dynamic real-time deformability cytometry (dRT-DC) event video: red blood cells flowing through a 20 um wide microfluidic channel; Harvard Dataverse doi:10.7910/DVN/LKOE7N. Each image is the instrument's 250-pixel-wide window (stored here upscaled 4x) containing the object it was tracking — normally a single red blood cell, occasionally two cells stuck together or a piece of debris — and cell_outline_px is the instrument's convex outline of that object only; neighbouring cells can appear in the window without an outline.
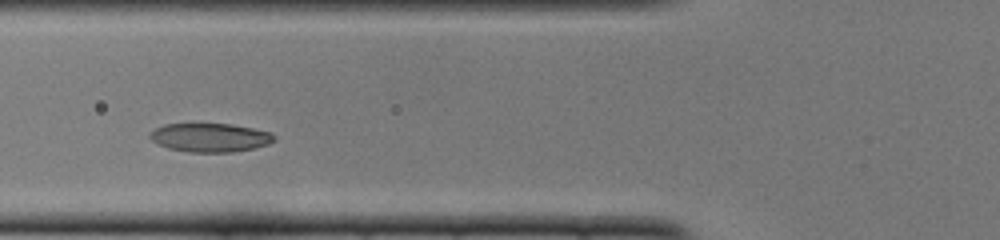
{"species": "common noctule bat (a hibernating species)", "species_latin": "Nyctalus noctula", "temperature_condition": "cold", "stored_images_in_passage": 30, "camera_frame_rate_fps": 3000, "um_per_image_px": 0.085, "animal": {"sex": "female", "body_mass_g": 22.0, "forearm_length_mm": 56.7}, "frame": {"image": 1, "passage_image": 5, "time_ms": 1.333, "image_size_px": [1000, 240], "cell_outline_px": [[276, 140], [268, 144], [252, 148], [232, 152], [188, 152], [168, 148], [156, 144], [148, 136], [156, 128], [164, 124], [232, 124], [272, 132], [276, 136]], "centroid_in_image_um": [17.87, 11.69], "position_along_channel_um": 107.9, "area_um2": 20.81}}
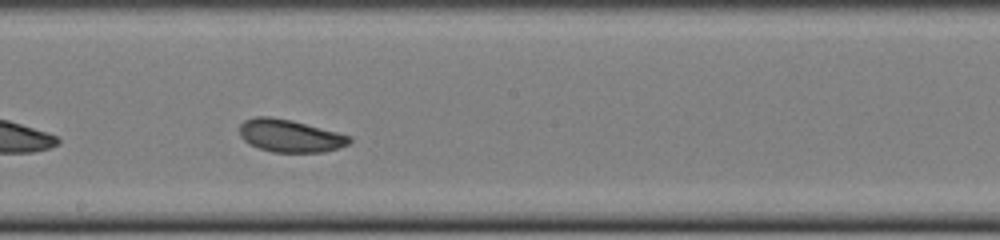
{"frame": {"image": 2, "passage_image": 14, "time_ms": 4.333, "image_size_px": [1000, 240], "cell_outline_px": [[352, 140], [348, 144], [340, 148], [324, 152], [272, 152], [248, 144], [240, 136], [240, 124], [244, 120], [256, 116], [268, 116], [292, 120], [352, 136]], "centroid_in_image_um": [24.65, 11.54], "position_along_channel_um": 223.5, "area_um2": 20.98}}
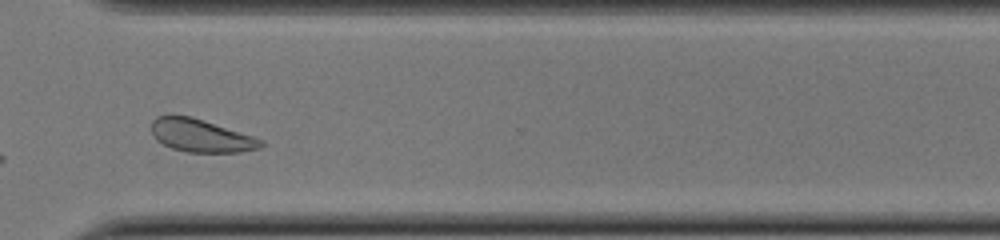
{"frame": {"image": 3, "passage_image": 24, "time_ms": 7.667, "image_size_px": [1000, 240], "cell_outline_px": [[264, 144], [260, 148], [240, 152], [188, 152], [172, 148], [156, 140], [152, 136], [152, 120], [156, 116], [192, 116], [264, 140]], "centroid_in_image_um": [17.07, 11.53], "position_along_channel_um": 353.5, "area_um2": 20.81}, "authors_computed_cell_mechanics": {"area_um2": 20.8369, "velocity_mm_per_s": 3.8618, "shape_relaxation_time_tau1_ms": 2.8257, "shape_relaxation_time_tau2_ms": 5.305, "deformation_change_tau1": 0.097, "deformation_change_tau2": 0.0867}}